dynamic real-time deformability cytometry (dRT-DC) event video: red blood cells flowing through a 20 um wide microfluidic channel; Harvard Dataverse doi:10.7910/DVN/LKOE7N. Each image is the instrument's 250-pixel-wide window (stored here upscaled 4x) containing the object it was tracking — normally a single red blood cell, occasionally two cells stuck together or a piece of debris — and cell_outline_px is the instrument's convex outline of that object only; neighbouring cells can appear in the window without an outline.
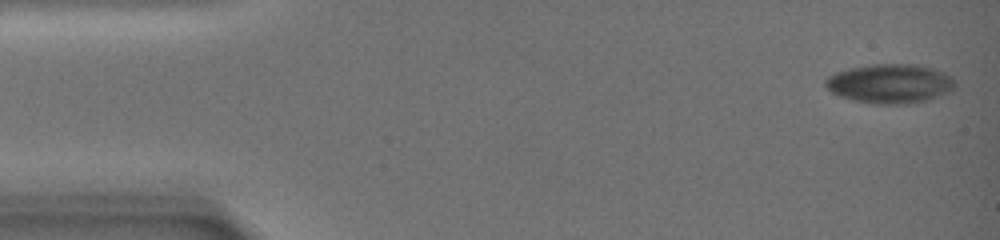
{"species": "common noctule bat (a hibernating species)", "species_latin": "Nyctalus noctula", "temperature_condition": "warm", "stored_images_in_passage": 8, "camera_frame_rate_fps": 3000, "um_per_image_px": 0.085, "animal": {"sex": "female", "body_mass_g": 19.0, "forearm_length_mm": 51.5}, "frame": {"image": 1, "passage_image": 1, "time_ms": 0.0, "image_size_px": [1000, 240], "cell_outline_px": [[956, 84], [952, 92], [928, 100], [896, 104], [876, 104], [852, 100], [840, 96], [832, 92], [824, 84], [824, 80], [828, 76], [836, 72], [848, 68], [872, 64], [916, 64], [932, 68], [944, 72], [952, 76]], "centroid_in_image_um": [75.67, 7.1], "position_along_channel_um": 9.3, "area_um2": 29.82}}
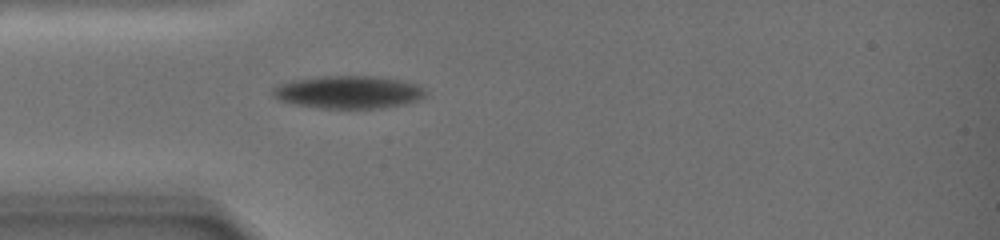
{"frame": {"image": 2, "passage_image": 8, "time_ms": 6.0, "image_size_px": [1000, 240], "cell_outline_px": [[428, 92], [424, 96], [416, 100], [404, 104], [380, 108], [320, 108], [292, 104], [280, 100], [272, 96], [272, 88], [280, 84], [292, 80], [320, 76], [376, 76], [416, 84], [424, 88]], "centroid_in_image_um": [29.58, 7.83], "position_along_channel_um": 55.4, "area_um2": 29.07}}